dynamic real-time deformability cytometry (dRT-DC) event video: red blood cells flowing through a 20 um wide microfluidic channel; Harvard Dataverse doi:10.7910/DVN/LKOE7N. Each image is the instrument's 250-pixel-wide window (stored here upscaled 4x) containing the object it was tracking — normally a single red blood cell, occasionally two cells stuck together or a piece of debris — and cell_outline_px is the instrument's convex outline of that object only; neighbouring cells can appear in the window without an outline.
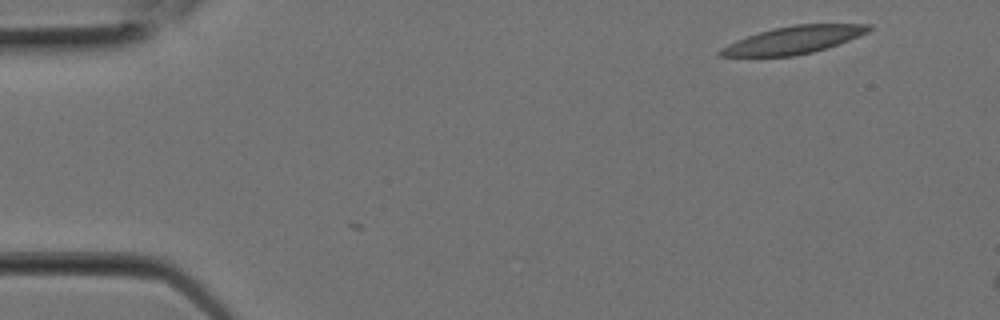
{"species": "Egyptian fruit bat (a non-hibernating species)", "species_latin": "Rousettus aegyptiacus", "temperature_condition": "room temperature", "stored_images_in_passage": 4, "camera_frame_rate_fps": 3000, "um_per_image_px": 0.085, "animal": {"sex": "female"}, "frame": {"image": 1, "passage_image": 1, "time_ms": 0.0, "image_size_px": [1000, 320], "cell_outline_px": [[872, 28], [868, 32], [860, 36], [812, 52], [792, 56], [716, 56], [716, 52], [720, 48], [736, 40], [772, 28], [792, 24], [872, 24]], "centroid_in_image_um": [67.43, 3.39], "position_along_channel_um": 17.6, "area_um2": 23.64}}